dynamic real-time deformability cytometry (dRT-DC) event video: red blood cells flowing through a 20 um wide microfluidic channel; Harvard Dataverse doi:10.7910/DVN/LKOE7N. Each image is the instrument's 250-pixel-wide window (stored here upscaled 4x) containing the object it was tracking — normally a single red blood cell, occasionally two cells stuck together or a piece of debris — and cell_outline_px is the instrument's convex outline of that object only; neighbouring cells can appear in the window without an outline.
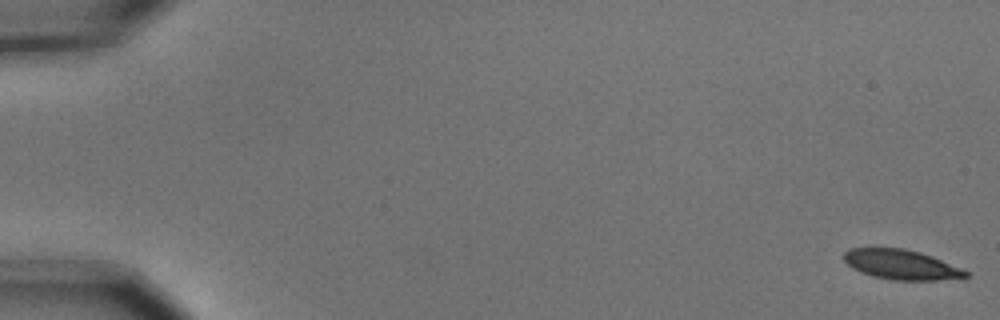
{"species": "common noctule bat (a hibernating species)", "species_latin": "Nyctalus noctula", "temperature_condition": "cold", "stored_images_in_passage": 6, "camera_frame_rate_fps": 3000, "um_per_image_px": 0.085, "animal": {"sex": "male", "body_mass_g": 15.6}, "frame": {"image": 1, "passage_image": 1, "time_ms": 0.0, "image_size_px": [1000, 320], "cell_outline_px": [[968, 276], [936, 280], [892, 280], [872, 276], [860, 272], [852, 268], [844, 260], [844, 252], [848, 248], [904, 248], [920, 252], [932, 256], [960, 268], [968, 272]], "centroid_in_image_um": [76.55, 22.48], "position_along_channel_um": 8.5, "area_um2": 20.98}}
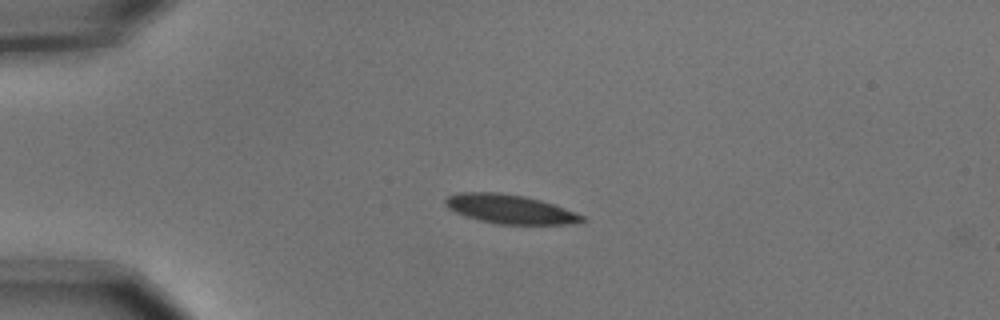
{"frame": {"image": 2, "passage_image": 4, "time_ms": 1.0, "image_size_px": [1000, 320], "cell_outline_px": [[588, 220], [564, 224], [496, 224], [464, 216], [448, 208], [444, 204], [444, 200], [448, 196], [460, 192], [500, 192], [524, 196], [540, 200], [564, 208], [584, 216]], "centroid_in_image_um": [43.3, 17.77], "position_along_channel_um": 41.7, "area_um2": 23.0}}